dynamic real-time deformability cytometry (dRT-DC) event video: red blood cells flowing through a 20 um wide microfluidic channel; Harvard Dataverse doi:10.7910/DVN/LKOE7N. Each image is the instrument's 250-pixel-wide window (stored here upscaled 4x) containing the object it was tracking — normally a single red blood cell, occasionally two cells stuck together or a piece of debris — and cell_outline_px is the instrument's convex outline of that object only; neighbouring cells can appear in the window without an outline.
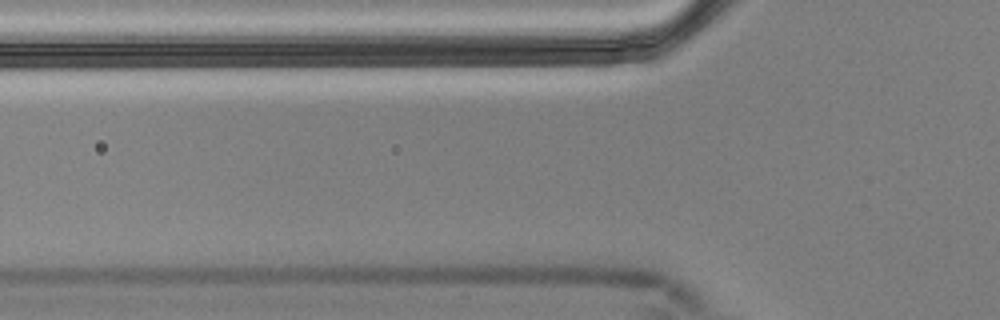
{"species": "Egyptian fruit bat (a non-hibernating species)", "species_latin": "Rousettus aegyptiacus", "temperature_condition": "cold", "stored_images_in_passage": 4, "camera_frame_rate_fps": 3000, "um_per_image_px": 0.085, "animal": {"sex": "male"}, "frame": {"image": 1, "passage_image": 2, "time_ms": 0.333, "image_size_px": [1000, 320], "cell_outline_px": [[512, 64], [368, 68], [296, 64], [272, 52], [260, 44], [496, 44]], "centroid_in_image_um": [33.18, 4.66], "position_along_channel_um": 92.6, "area_um2": 35.95}}